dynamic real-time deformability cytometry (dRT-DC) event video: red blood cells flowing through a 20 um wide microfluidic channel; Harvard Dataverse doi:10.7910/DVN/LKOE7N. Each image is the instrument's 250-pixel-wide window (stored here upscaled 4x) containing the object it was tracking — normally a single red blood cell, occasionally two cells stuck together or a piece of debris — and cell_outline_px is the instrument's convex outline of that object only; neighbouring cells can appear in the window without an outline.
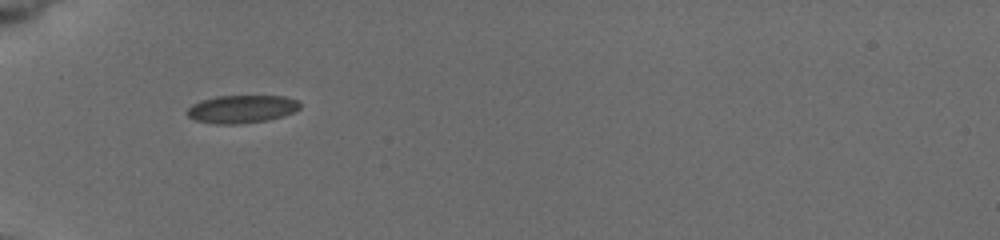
{"species": "common noctule bat (a hibernating species)", "species_latin": "Nyctalus noctula", "temperature_condition": "cold", "stored_images_in_passage": 37, "camera_frame_rate_fps": 3000, "um_per_image_px": 0.085, "animal": {"sex": "female", "body_mass_g": 19.5, "forearm_length_mm": 54.1}, "frame": {"image": 1, "passage_image": 1, "time_ms": 0.0, "image_size_px": [1000, 240], "cell_outline_px": [[300, 108], [292, 112], [280, 116], [264, 120], [236, 124], [216, 124], [196, 120], [188, 116], [184, 112], [192, 104], [200, 100], [216, 96], [284, 96], [300, 100]], "centroid_in_image_um": [20.51, 9.25], "position_along_channel_um": 64.5, "area_um2": 18.26}}
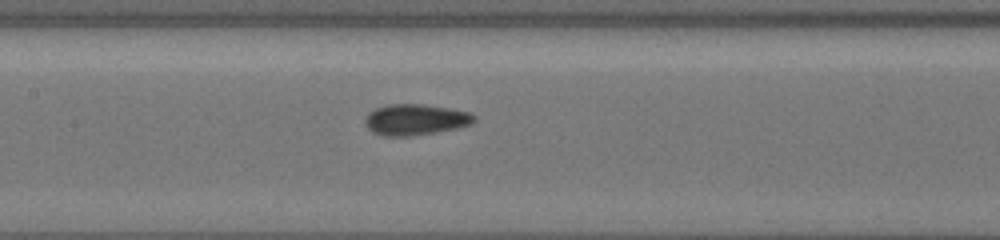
{"frame": {"image": 2, "passage_image": 16, "time_ms": 3.0, "image_size_px": [1000, 240], "cell_outline_px": [[476, 120], [468, 124], [456, 128], [408, 136], [384, 136], [368, 128], [364, 120], [368, 112], [376, 108], [388, 104], [424, 104], [452, 108], [468, 112], [476, 116]], "centroid_in_image_um": [35.3, 10.14], "position_along_channel_um": 172.1, "area_um2": 19.48}}
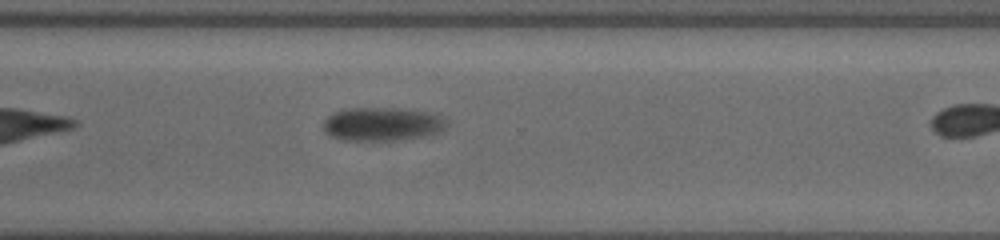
{"frame": {"image": 3, "passage_image": 32, "time_ms": 6.0, "image_size_px": [1000, 240], "cell_outline_px": [[440, 132], [424, 136], [380, 140], [344, 140], [332, 136], [324, 128], [324, 120], [332, 112], [348, 108], [392, 108], [424, 112], [436, 116], [440, 120]], "centroid_in_image_um": [32.32, 10.54], "position_along_channel_um": 338.3, "area_um2": 22.89}}